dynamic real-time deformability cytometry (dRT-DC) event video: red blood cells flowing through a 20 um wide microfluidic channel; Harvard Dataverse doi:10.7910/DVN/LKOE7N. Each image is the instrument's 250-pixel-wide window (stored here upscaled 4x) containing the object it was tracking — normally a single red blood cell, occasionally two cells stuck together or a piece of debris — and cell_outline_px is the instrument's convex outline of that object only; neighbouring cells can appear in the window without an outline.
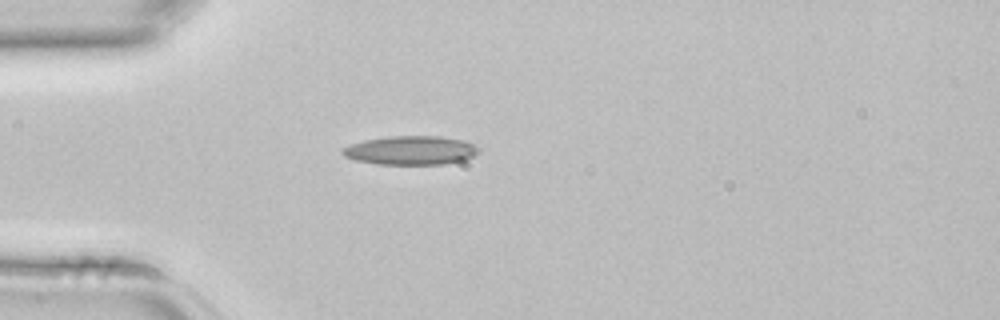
{"species": "common noctule bat (a hibernating species)", "species_latin": "Nyctalus noctula", "temperature_condition": "room temperature", "stored_images_in_passage": 1, "camera_frame_rate_fps": 3000, "um_per_image_px": 0.085, "animal": {"sex": "female", "body_mass_g": 22.7, "forearm_length_mm": 54.2}, "frame": {"image": 1, "passage_image": 1, "time_ms": 0.0, "image_size_px": [1000, 320], "cell_outline_px": [[480, 152], [464, 160], [444, 164], [376, 164], [356, 160], [344, 156], [340, 152], [344, 148], [352, 144], [364, 140], [388, 136], [440, 136], [464, 140], [480, 148]], "centroid_in_image_um": [34.93, 12.78], "position_along_channel_um": 50.1, "area_um2": 22.89}}